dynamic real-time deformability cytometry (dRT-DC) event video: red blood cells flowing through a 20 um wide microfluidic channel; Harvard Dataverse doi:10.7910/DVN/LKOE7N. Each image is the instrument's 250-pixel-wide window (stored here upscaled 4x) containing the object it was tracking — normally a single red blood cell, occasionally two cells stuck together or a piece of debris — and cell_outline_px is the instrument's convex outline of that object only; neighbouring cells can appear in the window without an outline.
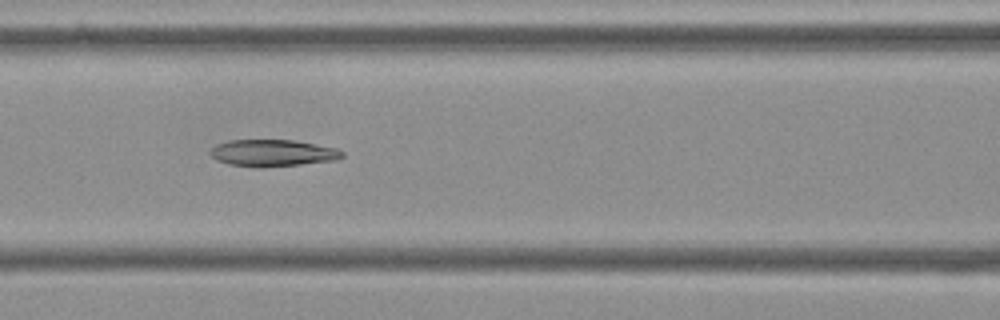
{"species": "Egyptian fruit bat (a non-hibernating species)", "species_latin": "Rousettus aegyptiacus", "temperature_condition": "cold", "stored_images_in_passage": 13, "camera_frame_rate_fps": 3000, "um_per_image_px": 0.085, "frame": {"image": 1, "passage_image": 6, "time_ms": 1.667, "image_size_px": [1000, 320], "cell_outline_px": [[344, 156], [340, 160], [300, 164], [228, 164], [216, 160], [208, 152], [216, 144], [228, 140], [292, 140], [336, 148], [344, 152]], "centroid_in_image_um": [23.22, 12.96], "position_along_channel_um": 143.4, "area_um2": 19.71}}
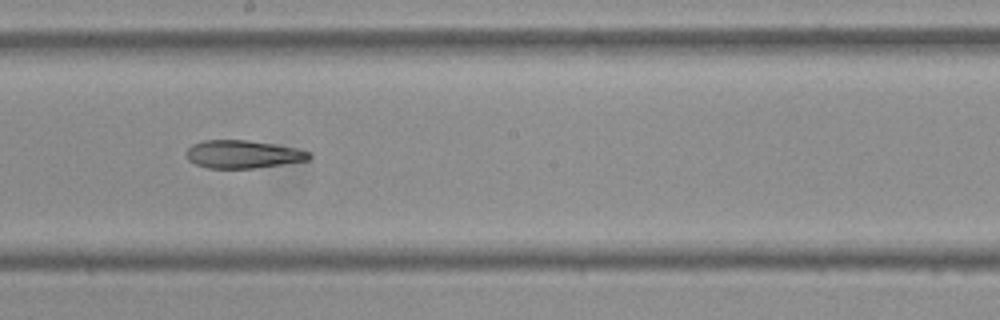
{"frame": {"image": 2, "passage_image": 8, "time_ms": 2.333, "image_size_px": [1000, 320], "cell_outline_px": [[312, 156], [308, 160], [252, 168], [208, 168], [196, 164], [188, 160], [184, 156], [184, 152], [192, 144], [204, 140], [248, 140], [296, 148], [308, 152]], "centroid_in_image_um": [20.57, 13.1], "position_along_channel_um": 227.6, "area_um2": 19.88}}
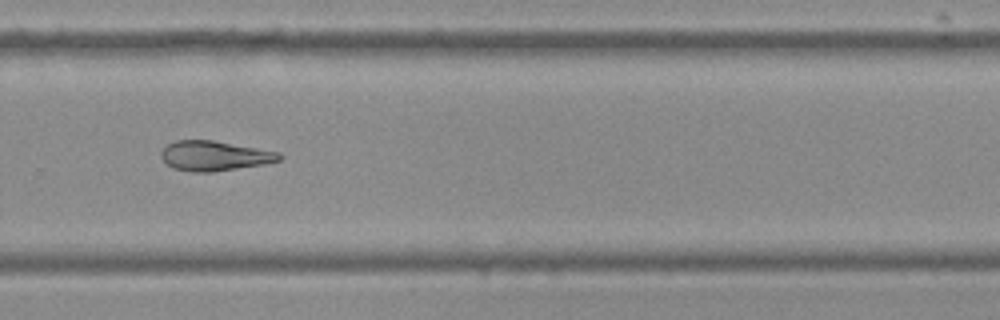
{"frame": {"image": 3, "passage_image": 10, "time_ms": 3.0, "image_size_px": [1000, 320], "cell_outline_px": [[284, 156], [280, 160], [264, 164], [212, 172], [192, 172], [172, 168], [160, 156], [160, 152], [168, 144], [176, 140], [212, 140], [280, 152]], "centroid_in_image_um": [18.24, 13.25], "position_along_channel_um": 311.6, "area_um2": 20.52}}